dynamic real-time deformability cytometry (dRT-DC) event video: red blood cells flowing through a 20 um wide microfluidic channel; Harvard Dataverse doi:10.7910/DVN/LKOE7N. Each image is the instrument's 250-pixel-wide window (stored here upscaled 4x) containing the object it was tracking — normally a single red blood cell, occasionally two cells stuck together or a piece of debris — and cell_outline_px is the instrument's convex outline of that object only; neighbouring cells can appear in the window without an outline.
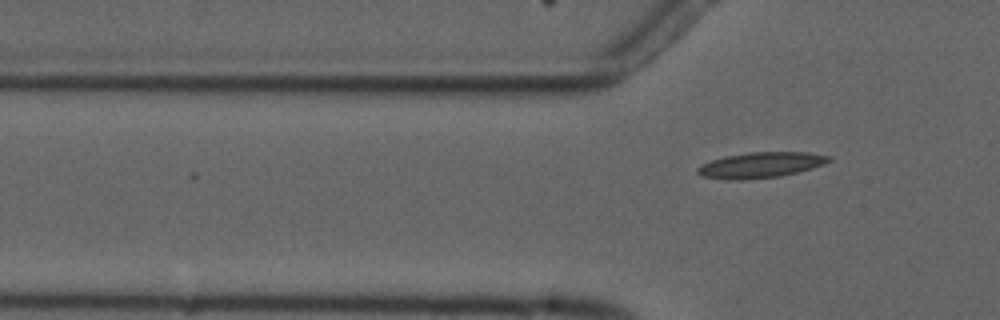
{"species": "common noctule bat (a hibernating species)", "species_latin": "Nyctalus noctula", "temperature_condition": "cold", "stored_images_in_passage": 2, "camera_frame_rate_fps": 3000, "um_per_image_px": 0.085, "animal": {"sex": "male", "forearm_length_mm": 52.5}, "frame": {"image": 1, "passage_image": 2, "time_ms": 2.333, "image_size_px": [1000, 320], "cell_outline_px": [[832, 160], [824, 164], [812, 168], [780, 176], [744, 180], [728, 180], [700, 176], [696, 172], [696, 168], [700, 164], [724, 156], [748, 152], [808, 152], [832, 156]], "centroid_in_image_um": [64.63, 14.02], "position_along_channel_um": 61.2, "area_um2": 19.83}}